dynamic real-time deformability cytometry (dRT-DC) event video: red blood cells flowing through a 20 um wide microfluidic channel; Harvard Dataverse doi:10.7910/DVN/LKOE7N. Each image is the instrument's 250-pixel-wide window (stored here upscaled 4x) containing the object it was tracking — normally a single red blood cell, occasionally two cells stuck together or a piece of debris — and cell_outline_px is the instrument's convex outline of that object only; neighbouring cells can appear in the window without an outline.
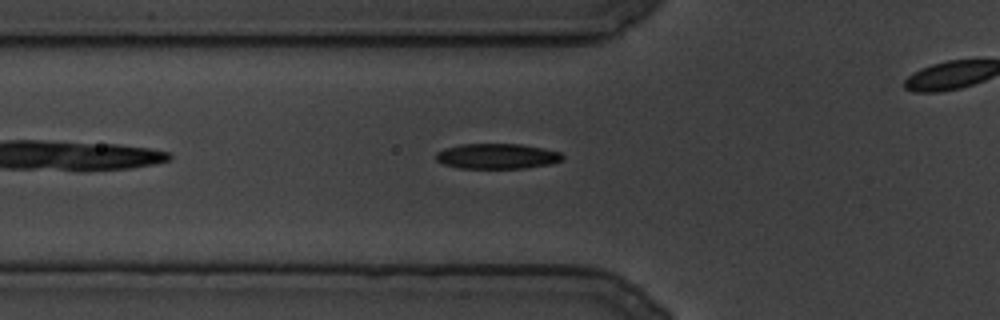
{"species": "common noctule bat (a hibernating species)", "species_latin": "Nyctalus noctula", "temperature_condition": "cold", "stored_images_in_passage": 58, "camera_frame_rate_fps": 3000, "um_per_image_px": 0.085, "animal": {"sex": "male", "body_mass_g": 19.5, "forearm_length_mm": 54.6}, "frame": {"image": 1, "passage_image": 13, "time_ms": 4.0, "image_size_px": [1000, 320], "cell_outline_px": [[564, 156], [560, 160], [552, 164], [524, 168], [460, 168], [444, 164], [436, 160], [436, 152], [444, 148], [460, 144], [520, 144], [544, 148], [560, 152]], "centroid_in_image_um": [42.24, 13.27], "position_along_channel_um": 83.6, "area_um2": 18.67}}
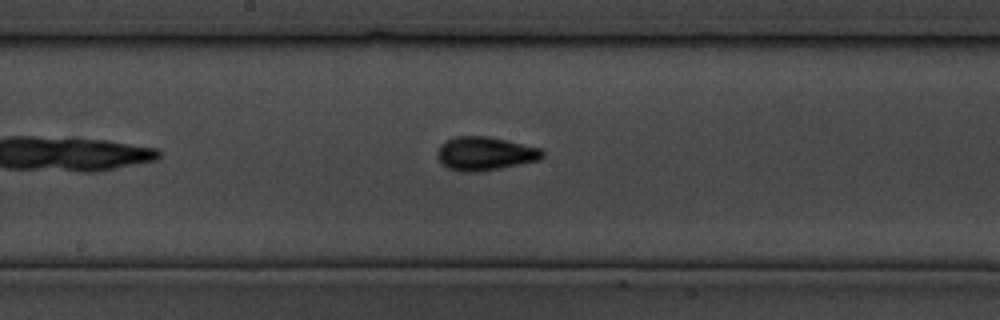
{"frame": {"image": 2, "passage_image": 35, "time_ms": 11.333, "image_size_px": [1000, 320], "cell_outline_px": [[544, 156], [540, 160], [480, 172], [460, 172], [448, 168], [440, 164], [436, 156], [436, 152], [440, 144], [456, 136], [488, 136], [540, 148], [544, 152]], "centroid_in_image_um": [41.18, 13.07], "position_along_channel_um": 207.0, "area_um2": 20.75}}
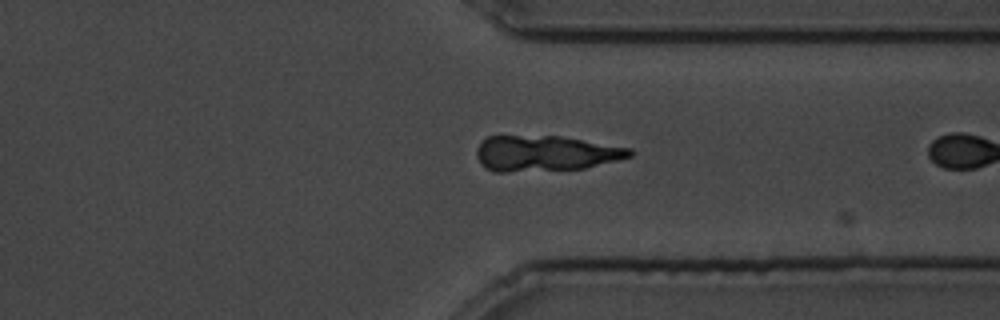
{"frame": {"image": 3, "passage_image": 57, "time_ms": 18.667, "image_size_px": [1000, 320], "cell_outline_px": [[632, 156], [584, 168], [508, 172], [496, 172], [484, 168], [480, 164], [476, 156], [476, 148], [480, 140], [488, 136], [560, 136], [632, 148]], "centroid_in_image_um": [46.29, 13.03], "position_along_channel_um": 365.1, "area_um2": 31.85}}